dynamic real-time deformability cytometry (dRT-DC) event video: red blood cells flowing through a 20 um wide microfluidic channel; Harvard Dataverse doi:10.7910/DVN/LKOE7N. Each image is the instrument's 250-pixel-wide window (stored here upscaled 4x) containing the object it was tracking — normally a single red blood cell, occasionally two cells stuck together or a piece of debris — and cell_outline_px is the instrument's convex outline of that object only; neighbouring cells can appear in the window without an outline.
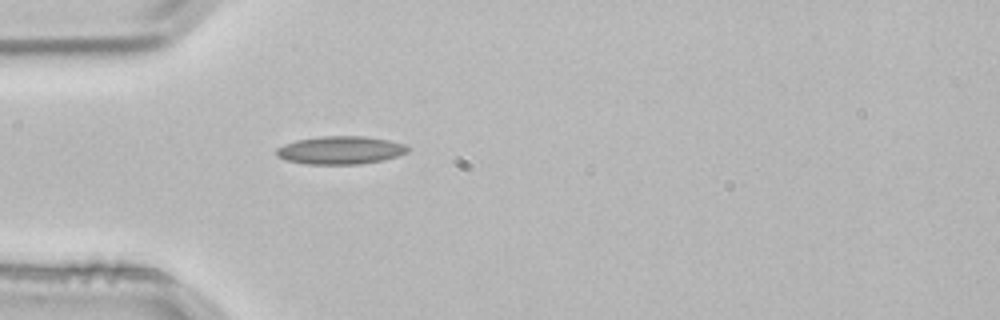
{"species": "common noctule bat (a hibernating species)", "species_latin": "Nyctalus noctula", "temperature_condition": "room temperature", "stored_images_in_passage": 1, "camera_frame_rate_fps": 3000, "um_per_image_px": 0.085, "animal": {"sex": "male", "body_mass_g": 21.5, "forearm_length_mm": 52.0}, "frame": {"image": 1, "passage_image": 1, "time_ms": 0.0, "image_size_px": [1000, 320], "cell_outline_px": [[408, 152], [384, 160], [360, 164], [304, 164], [284, 160], [276, 156], [276, 148], [284, 144], [296, 140], [320, 136], [364, 136], [388, 140], [408, 144]], "centroid_in_image_um": [28.92, 12.76], "position_along_channel_um": 56.1, "area_um2": 21.68}}